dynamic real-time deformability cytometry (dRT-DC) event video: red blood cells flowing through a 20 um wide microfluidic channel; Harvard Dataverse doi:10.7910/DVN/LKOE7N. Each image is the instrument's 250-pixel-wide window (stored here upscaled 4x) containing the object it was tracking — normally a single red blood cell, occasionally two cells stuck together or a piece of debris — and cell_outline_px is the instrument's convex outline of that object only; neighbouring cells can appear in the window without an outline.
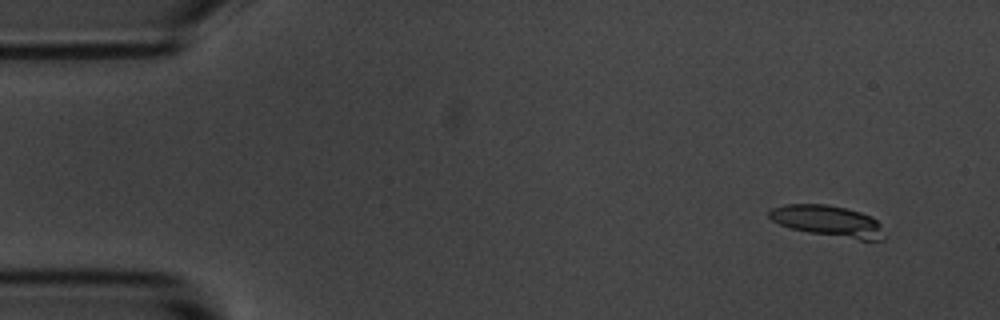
{"species": "common noctule bat (a hibernating species)", "species_latin": "Nyctalus noctula", "temperature_condition": "room temperature", "stored_images_in_passage": 6, "camera_frame_rate_fps": 3000, "um_per_image_px": 0.085, "animal": {"sex": "male", "body_mass_g": 20.1, "forearm_length_mm": 53.5}, "frame": {"image": 1, "passage_image": 1, "time_ms": 0.0, "image_size_px": [1000, 320], "cell_outline_px": [[884, 240], [860, 240], [808, 232], [792, 228], [780, 224], [772, 220], [768, 216], [768, 212], [772, 208], [784, 204], [824, 204], [848, 208], [872, 216], [880, 224], [884, 236]], "centroid_in_image_um": [70.39, 18.78], "position_along_channel_um": 14.6, "area_um2": 20.87}}
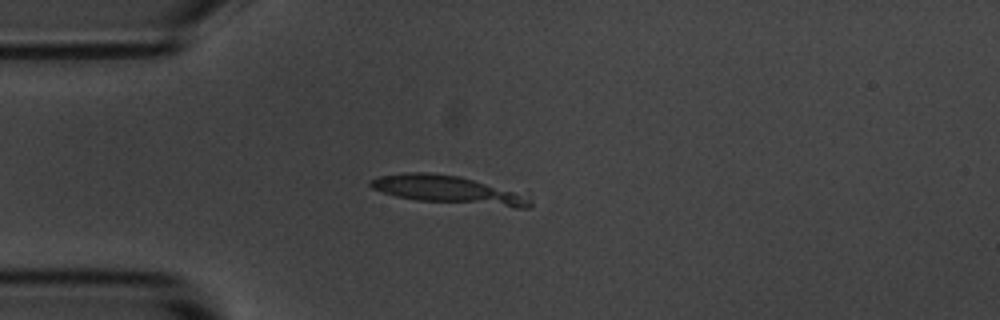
{"frame": {"image": 2, "passage_image": 4, "time_ms": 3.333, "image_size_px": [1000, 320], "cell_outline_px": [[532, 204], [528, 208], [516, 208], [416, 200], [396, 196], [372, 188], [368, 184], [368, 180], [380, 176], [404, 172], [428, 172], [456, 176], [472, 180], [512, 192], [532, 200]], "centroid_in_image_um": [37.97, 16.14], "position_along_channel_um": 47.0, "area_um2": 25.37}}